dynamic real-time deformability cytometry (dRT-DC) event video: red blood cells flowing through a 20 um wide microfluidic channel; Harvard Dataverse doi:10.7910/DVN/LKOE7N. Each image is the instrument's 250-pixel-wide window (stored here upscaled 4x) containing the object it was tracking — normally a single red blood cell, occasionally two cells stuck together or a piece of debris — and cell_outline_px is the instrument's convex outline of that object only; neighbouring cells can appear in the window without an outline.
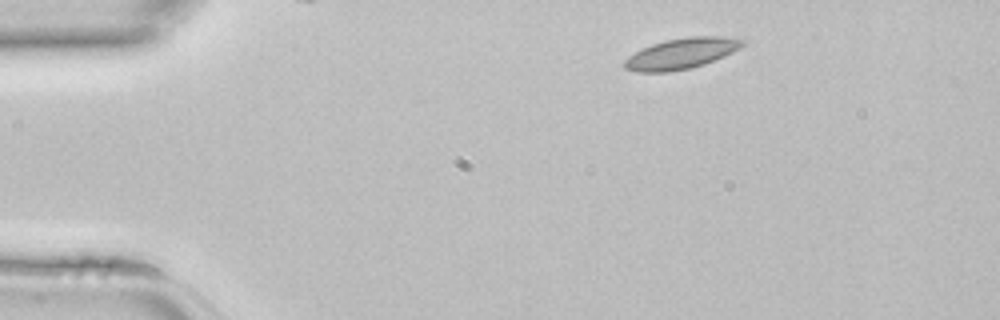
{"species": "common noctule bat (a hibernating species)", "species_latin": "Nyctalus noctula", "temperature_condition": "room temperature", "stored_images_in_passage": 10, "camera_frame_rate_fps": 3000, "um_per_image_px": 0.085, "animal": {"sex": "female", "body_mass_g": 22.7, "forearm_length_mm": 54.2}, "frame": {"image": 1, "passage_image": 1, "time_ms": 0.0, "image_size_px": [1000, 320], "cell_outline_px": [[744, 44], [740, 48], [724, 56], [704, 64], [688, 68], [668, 72], [636, 72], [624, 68], [624, 60], [628, 56], [652, 44], [664, 40], [688, 36], [724, 36], [744, 40]], "centroid_in_image_um": [57.91, 4.54], "position_along_channel_um": 27.1, "area_um2": 21.04}}
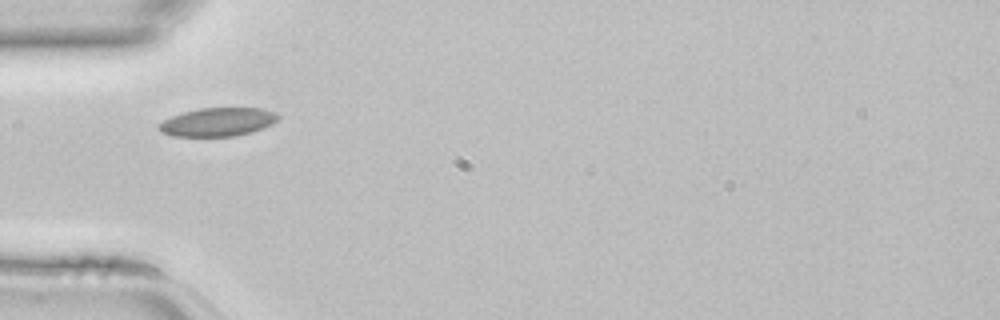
{"frame": {"image": 2, "passage_image": 8, "time_ms": 2.333, "image_size_px": [1000, 320], "cell_outline_px": [[280, 116], [272, 124], [252, 132], [232, 136], [172, 136], [160, 132], [156, 128], [156, 124], [172, 116], [184, 112], [200, 108], [264, 108], [276, 112]], "centroid_in_image_um": [18.48, 10.37], "position_along_channel_um": 66.5, "area_um2": 19.88}}